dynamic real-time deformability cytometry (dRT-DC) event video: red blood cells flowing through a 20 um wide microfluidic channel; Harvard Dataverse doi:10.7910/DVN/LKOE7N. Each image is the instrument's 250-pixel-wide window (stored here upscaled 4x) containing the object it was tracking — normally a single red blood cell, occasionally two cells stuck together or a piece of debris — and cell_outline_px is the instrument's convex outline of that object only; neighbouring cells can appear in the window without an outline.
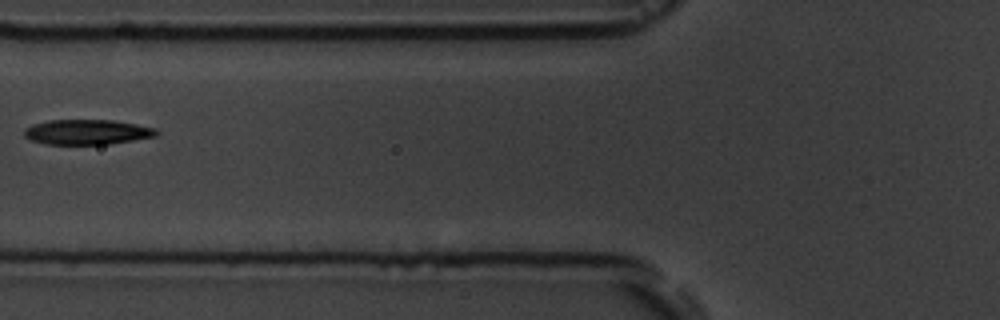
{"species": "common noctule bat (a hibernating species)", "species_latin": "Nyctalus noctula", "temperature_condition": "room temperature", "stored_images_in_passage": 8, "camera_frame_rate_fps": 3000, "um_per_image_px": 0.085, "animal": {"sex": "male", "body_mass_g": 19.5, "forearm_length_mm": 54.6}, "frame": {"image": 1, "passage_image": 7, "time_ms": 7.0, "image_size_px": [1000, 320], "cell_outline_px": [[160, 132], [156, 136], [108, 144], [44, 144], [32, 140], [24, 136], [24, 128], [32, 124], [48, 120], [112, 120], [136, 124], [156, 128]], "centroid_in_image_um": [7.39, 11.22], "position_along_channel_um": 118.4, "area_um2": 19.31}}
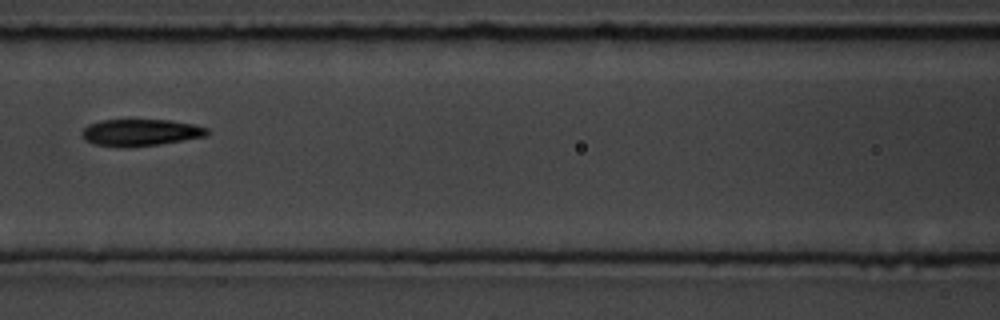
{"frame": {"image": 2, "passage_image": 8, "time_ms": 8.0, "image_size_px": [1000, 320], "cell_outline_px": [[212, 132], [208, 136], [160, 144], [120, 148], [92, 144], [84, 140], [80, 132], [88, 124], [100, 120], [168, 120], [192, 124], [208, 128]], "centroid_in_image_um": [11.92, 11.27], "position_along_channel_um": 154.7, "area_um2": 19.88}}